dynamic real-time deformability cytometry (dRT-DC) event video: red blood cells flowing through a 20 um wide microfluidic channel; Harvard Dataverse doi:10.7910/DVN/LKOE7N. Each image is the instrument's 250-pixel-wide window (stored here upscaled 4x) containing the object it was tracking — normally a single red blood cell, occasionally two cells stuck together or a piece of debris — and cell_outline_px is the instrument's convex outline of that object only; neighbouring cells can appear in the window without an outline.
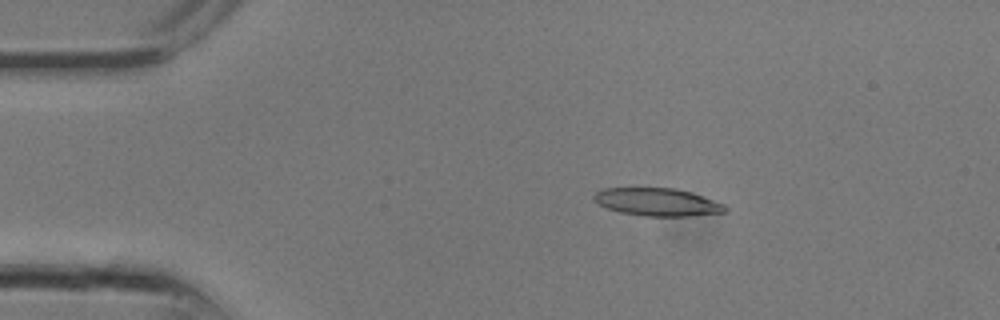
{"species": "common noctule bat (a hibernating species)", "species_latin": "Nyctalus noctula", "temperature_condition": "room temperature", "stored_images_in_passage": 10, "camera_frame_rate_fps": 3000, "um_per_image_px": 0.085, "animal": {"sex": "male", "body_mass_g": 13.3}, "frame": {"image": 1, "passage_image": 5, "time_ms": 1.333, "image_size_px": [1000, 320], "cell_outline_px": [[728, 208], [724, 212], [688, 216], [644, 216], [620, 212], [608, 208], [592, 200], [592, 196], [600, 188], [676, 188], [692, 192], [724, 204]], "centroid_in_image_um": [55.85, 17.16], "position_along_channel_um": 29.1, "area_um2": 21.27}}
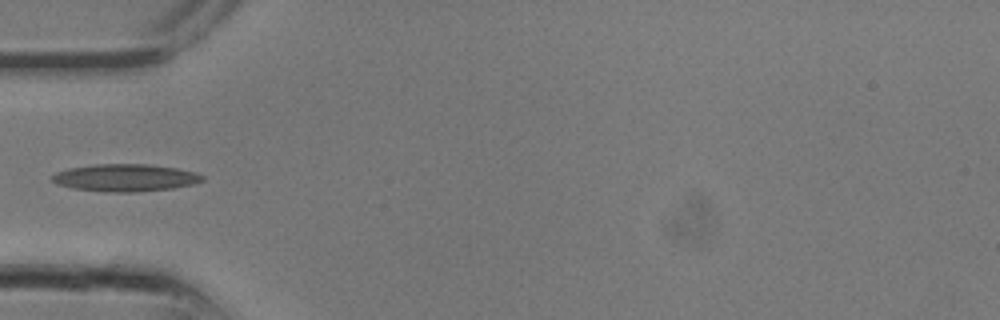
{"frame": {"image": 2, "passage_image": 9, "time_ms": 2.667, "image_size_px": [1000, 320], "cell_outline_px": [[204, 180], [192, 184], [172, 188], [136, 192], [108, 192], [72, 188], [56, 184], [52, 180], [52, 176], [56, 172], [68, 168], [96, 164], [148, 164], [176, 168], [196, 172], [204, 176]], "centroid_in_image_um": [10.64, 15.1], "position_along_channel_um": 74.4, "area_um2": 23.93}}